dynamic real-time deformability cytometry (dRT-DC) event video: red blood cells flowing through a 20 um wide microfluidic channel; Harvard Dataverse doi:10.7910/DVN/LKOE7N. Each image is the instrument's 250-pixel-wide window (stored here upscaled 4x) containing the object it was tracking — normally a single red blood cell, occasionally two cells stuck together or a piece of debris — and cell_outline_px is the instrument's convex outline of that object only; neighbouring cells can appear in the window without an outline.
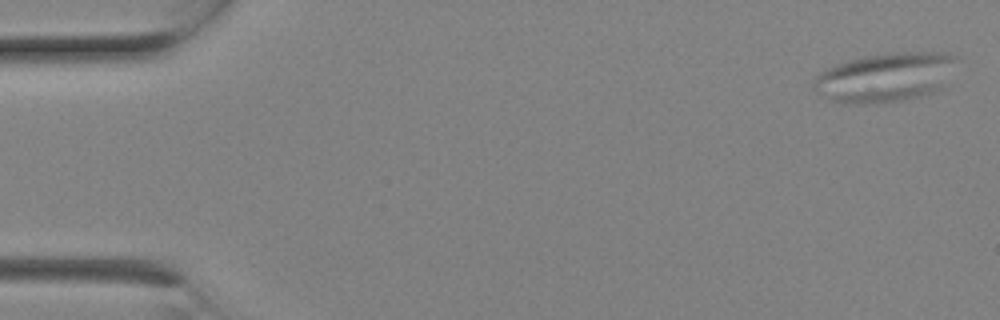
{"species": "Egyptian fruit bat (a non-hibernating species)", "species_latin": "Rousettus aegyptiacus", "temperature_condition": "room temperature", "stored_images_in_passage": 8, "camera_frame_rate_fps": 3000, "um_per_image_px": 0.085, "animal": {"sex": "female"}, "frame": {"image": 1, "passage_image": 1, "time_ms": 0.0, "image_size_px": [1000, 320], "cell_outline_px": [[960, 56], [944, 88], [924, 96], [904, 100], [860, 104], [844, 104], [832, 100], [816, 92], [812, 88], [812, 80], [824, 68], [848, 60], [864, 56], [888, 52], [948, 52]], "centroid_in_image_um": [75.28, 6.56], "position_along_channel_um": 9.7, "area_um2": 41.96}}
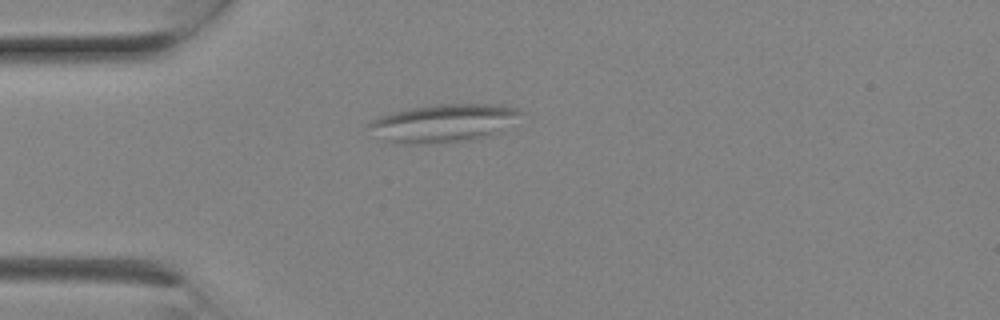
{"frame": {"image": 2, "passage_image": 6, "time_ms": 1.667, "image_size_px": [1000, 320], "cell_outline_px": [[524, 112], [504, 132], [492, 136], [472, 140], [420, 144], [392, 144], [384, 140], [368, 124], [372, 120], [380, 116], [392, 112], [408, 108], [436, 104], [504, 104], [516, 108]], "centroid_in_image_um": [37.8, 10.46], "position_along_channel_um": 47.2, "area_um2": 34.1}}